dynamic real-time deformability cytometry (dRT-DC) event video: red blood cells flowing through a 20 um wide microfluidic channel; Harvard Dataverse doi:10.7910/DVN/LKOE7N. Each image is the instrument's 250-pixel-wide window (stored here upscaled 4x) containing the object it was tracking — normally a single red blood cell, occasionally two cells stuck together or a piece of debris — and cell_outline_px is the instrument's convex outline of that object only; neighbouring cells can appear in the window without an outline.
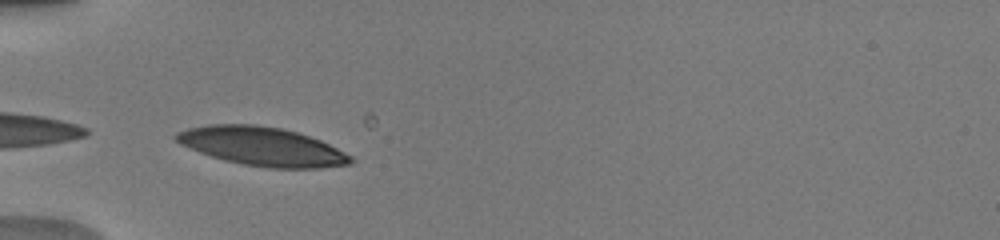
{"species": "human", "species_latin": "Homo sapiens", "temperature_condition": "warm", "stored_images_in_passage": 32, "camera_frame_rate_fps": 3000, "um_per_image_px": 0.085, "donor": {"sex": "male"}, "frame": {"image": 1, "passage_image": 1, "time_ms": 0.0, "image_size_px": [1000, 240], "cell_outline_px": [[356, 160], [352, 164], [320, 168], [268, 168], [244, 164], [224, 160], [200, 152], [180, 144], [172, 136], [176, 132], [188, 128], [208, 124], [256, 124], [280, 128], [296, 132], [320, 140], [352, 156]], "centroid_in_image_um": [22.28, 12.44], "position_along_channel_um": 62.7, "area_um2": 39.3}}
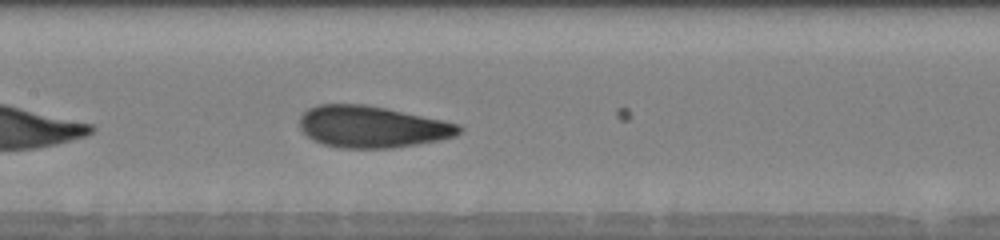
{"frame": {"image": 2, "passage_image": 10, "time_ms": 3.0, "image_size_px": [1000, 240], "cell_outline_px": [[464, 128], [456, 136], [440, 140], [392, 148], [340, 148], [324, 144], [312, 140], [300, 128], [300, 116], [308, 108], [320, 104], [364, 104], [444, 120], [460, 124]], "centroid_in_image_um": [31.63, 10.78], "position_along_channel_um": 175.8, "area_um2": 38.73}}
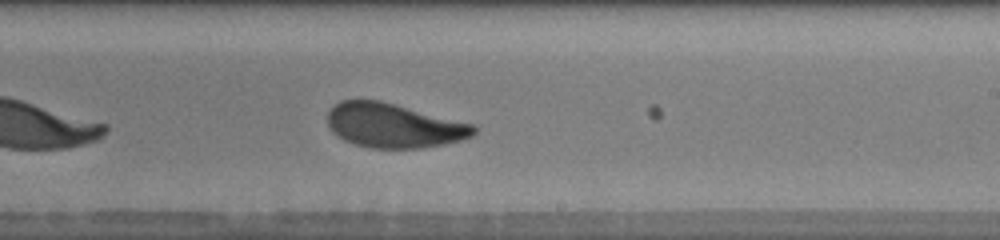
{"frame": {"image": 3, "passage_image": 16, "time_ms": 5.0, "image_size_px": [1000, 240], "cell_outline_px": [[476, 132], [472, 136], [464, 140], [444, 144], [420, 148], [368, 148], [352, 144], [336, 136], [332, 132], [328, 124], [328, 112], [340, 100], [380, 100], [472, 124], [476, 128]], "centroid_in_image_um": [33.44, 10.68], "position_along_channel_um": 255.6, "area_um2": 37.74}, "authors_computed_cell_mechanics": {"area_um2": 38.5815, "velocity_mm_per_s": 3.9989, "shape_relaxation_time_tau1_ms": 3.6584, "shape_relaxation_time_tau2_ms": 0.9536, "deformation_change_tau1": 0.1639, "deformation_change_tau2": 0.0789}}